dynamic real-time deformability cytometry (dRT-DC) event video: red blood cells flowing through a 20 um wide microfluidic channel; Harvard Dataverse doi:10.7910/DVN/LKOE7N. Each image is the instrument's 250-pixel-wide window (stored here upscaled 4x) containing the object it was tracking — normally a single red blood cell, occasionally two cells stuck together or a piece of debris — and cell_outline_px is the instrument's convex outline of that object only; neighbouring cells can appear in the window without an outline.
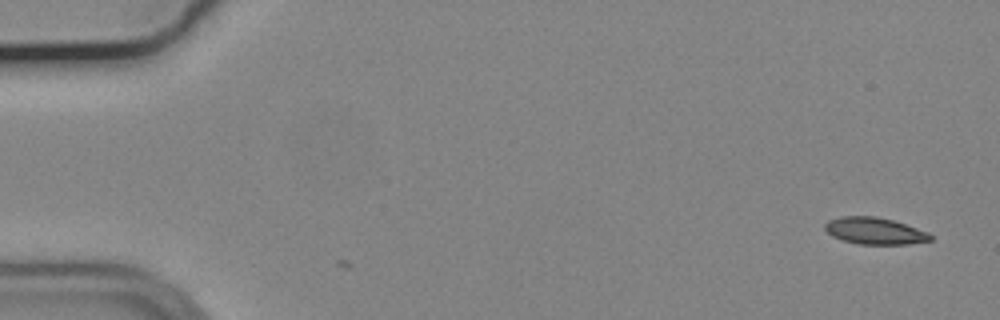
{"species": "common noctule bat (a hibernating species)", "species_latin": "Nyctalus noctula", "temperature_condition": "cold", "stored_images_in_passage": 3, "camera_frame_rate_fps": 3000, "um_per_image_px": 0.085, "animal": {"sex": "male", "body_mass_g": 19.2, "forearm_length_mm": 51.8}, "frame": {"image": 1, "passage_image": 3, "time_ms": 0.667, "image_size_px": [1000, 320], "cell_outline_px": [[932, 240], [908, 244], [860, 244], [844, 240], [832, 236], [824, 228], [824, 224], [828, 220], [840, 216], [876, 216], [892, 220], [928, 232], [932, 236]], "centroid_in_image_um": [74.33, 19.62], "position_along_channel_um": 10.7, "area_um2": 16.36}}